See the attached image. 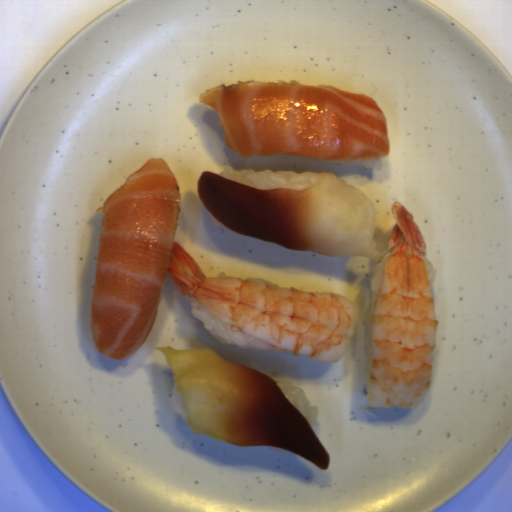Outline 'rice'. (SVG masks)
Listing matches in <instances>:
<instances>
[{
  "mask_svg": "<svg viewBox=\"0 0 512 512\" xmlns=\"http://www.w3.org/2000/svg\"><path fill=\"white\" fill-rule=\"evenodd\" d=\"M216 175L261 190L287 189L298 191L315 186L321 177L320 174L300 172L282 175L271 170L255 171L250 168L236 172L230 165L225 166Z\"/></svg>",
  "mask_w": 512,
  "mask_h": 512,
  "instance_id": "obj_1",
  "label": "rice"
},
{
  "mask_svg": "<svg viewBox=\"0 0 512 512\" xmlns=\"http://www.w3.org/2000/svg\"><path fill=\"white\" fill-rule=\"evenodd\" d=\"M189 300L193 316L203 322L206 331L210 332L218 342L224 345H236L243 349H267L272 352H285V350L261 342L223 321L201 305L194 296L190 295Z\"/></svg>",
  "mask_w": 512,
  "mask_h": 512,
  "instance_id": "obj_2",
  "label": "rice"
},
{
  "mask_svg": "<svg viewBox=\"0 0 512 512\" xmlns=\"http://www.w3.org/2000/svg\"><path fill=\"white\" fill-rule=\"evenodd\" d=\"M290 403L304 416L310 427L316 424L319 407L311 406L306 391L293 386H278Z\"/></svg>",
  "mask_w": 512,
  "mask_h": 512,
  "instance_id": "obj_3",
  "label": "rice"
},
{
  "mask_svg": "<svg viewBox=\"0 0 512 512\" xmlns=\"http://www.w3.org/2000/svg\"><path fill=\"white\" fill-rule=\"evenodd\" d=\"M390 257V252L388 254H384L381 262L379 263L376 272L371 280L372 283V298L371 303L369 307L368 314L366 316V322H365V350L367 352V355L369 357V350H370V338H371V326H372V317L376 305V301L378 298L381 282L383 279L386 263Z\"/></svg>",
  "mask_w": 512,
  "mask_h": 512,
  "instance_id": "obj_4",
  "label": "rice"
},
{
  "mask_svg": "<svg viewBox=\"0 0 512 512\" xmlns=\"http://www.w3.org/2000/svg\"><path fill=\"white\" fill-rule=\"evenodd\" d=\"M177 385H178V383L176 382L175 379H173L172 392H171V396H170V408L173 411L178 412L181 419L183 421H185L187 424H189L188 423L189 416H188V412H187V408H186L185 399H184V396H182L176 390Z\"/></svg>",
  "mask_w": 512,
  "mask_h": 512,
  "instance_id": "obj_5",
  "label": "rice"
},
{
  "mask_svg": "<svg viewBox=\"0 0 512 512\" xmlns=\"http://www.w3.org/2000/svg\"><path fill=\"white\" fill-rule=\"evenodd\" d=\"M321 161H327V162H334V163H340V164H347V165H353V166H364L366 168L375 169L376 172H382L383 171V157L379 159H367V160H324V159H318Z\"/></svg>",
  "mask_w": 512,
  "mask_h": 512,
  "instance_id": "obj_6",
  "label": "rice"
},
{
  "mask_svg": "<svg viewBox=\"0 0 512 512\" xmlns=\"http://www.w3.org/2000/svg\"><path fill=\"white\" fill-rule=\"evenodd\" d=\"M422 259H423V263H424L425 270H426V273H427V277H428V280H429V284H430V287H431V291L433 293L434 287H435V280H436L437 270L433 267L432 263L427 258H425L423 256Z\"/></svg>",
  "mask_w": 512,
  "mask_h": 512,
  "instance_id": "obj_7",
  "label": "rice"
},
{
  "mask_svg": "<svg viewBox=\"0 0 512 512\" xmlns=\"http://www.w3.org/2000/svg\"><path fill=\"white\" fill-rule=\"evenodd\" d=\"M217 277H233V278H237V279H241V280H246V281H256V282H262V283H268L276 288H282L280 285H277L275 283H272L270 281H267L263 278H246V279H242V278H239V277H236V276H229L226 274V272L224 271H221L220 274L217 276ZM216 278V277H215Z\"/></svg>",
  "mask_w": 512,
  "mask_h": 512,
  "instance_id": "obj_8",
  "label": "rice"
}]
</instances>
